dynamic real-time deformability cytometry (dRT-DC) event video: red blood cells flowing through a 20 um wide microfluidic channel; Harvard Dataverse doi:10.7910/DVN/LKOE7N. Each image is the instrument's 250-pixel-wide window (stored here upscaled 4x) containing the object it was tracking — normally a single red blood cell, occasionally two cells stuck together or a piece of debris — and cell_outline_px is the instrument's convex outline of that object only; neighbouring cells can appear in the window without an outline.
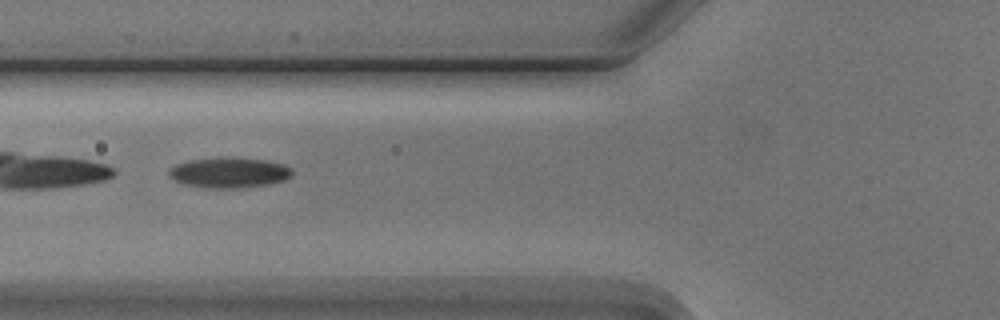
{"species": "Egyptian fruit bat (a non-hibernating species)", "species_latin": "Rousettus aegyptiacus", "temperature_condition": "cold", "stored_images_in_passage": 3, "camera_frame_rate_fps": 3000, "um_per_image_px": 0.085, "animal": {"sex": "male"}, "frame": {"image": 1, "passage_image": 3, "time_ms": 2.333, "image_size_px": [1000, 320], "cell_outline_px": [[292, 176], [284, 180], [272, 184], [244, 188], [204, 188], [184, 184], [168, 176], [168, 168], [176, 164], [188, 160], [264, 160], [284, 164], [292, 168]], "centroid_in_image_um": [19.49, 14.73], "position_along_channel_um": 106.3, "area_um2": 21.21}}